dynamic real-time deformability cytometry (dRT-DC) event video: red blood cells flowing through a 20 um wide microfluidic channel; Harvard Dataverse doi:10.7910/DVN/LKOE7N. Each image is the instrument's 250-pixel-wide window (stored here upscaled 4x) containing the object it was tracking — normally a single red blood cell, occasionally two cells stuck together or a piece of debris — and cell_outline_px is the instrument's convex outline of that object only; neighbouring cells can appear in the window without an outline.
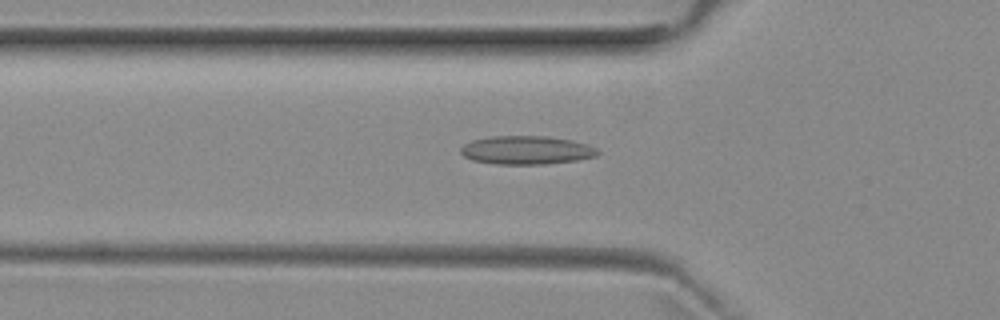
{"species": "common noctule bat (a hibernating species)", "species_latin": "Nyctalus noctula", "temperature_condition": "room temperature", "stored_images_in_passage": 48, "camera_frame_rate_fps": 3000, "um_per_image_px": 0.085, "animal": {"sex": "female", "body_mass_g": 29.2, "forearm_length_mm": 56.3}, "frame": {"image": 1, "passage_image": 17, "time_ms": 5.333, "image_size_px": [1000, 320], "cell_outline_px": [[600, 152], [596, 156], [576, 160], [544, 164], [496, 164], [472, 160], [464, 156], [460, 152], [460, 148], [464, 144], [472, 140], [488, 136], [548, 136], [572, 140], [588, 144], [596, 148]], "centroid_in_image_um": [44.74, 12.75], "position_along_channel_um": 81.1, "area_um2": 22.83}}
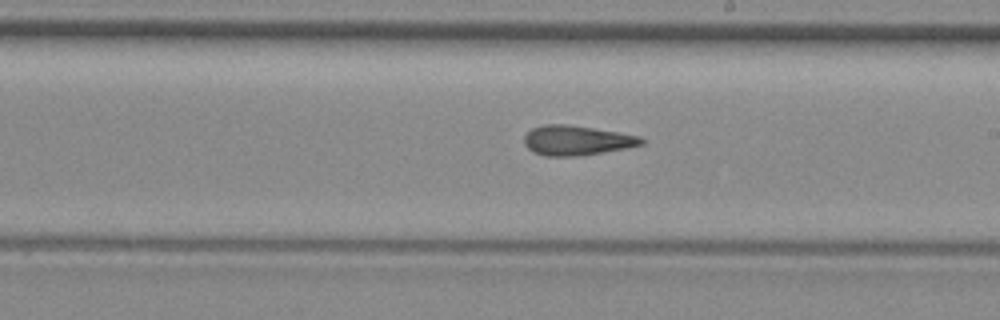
{"frame": {"image": 2, "passage_image": 29, "time_ms": 9.333, "image_size_px": [1000, 320], "cell_outline_px": [[644, 144], [628, 148], [584, 156], [544, 156], [532, 152], [524, 144], [524, 136], [532, 128], [544, 124], [568, 124], [640, 136], [644, 140]], "centroid_in_image_um": [49.01, 11.95], "position_along_channel_um": 240.0, "area_um2": 20.52}}
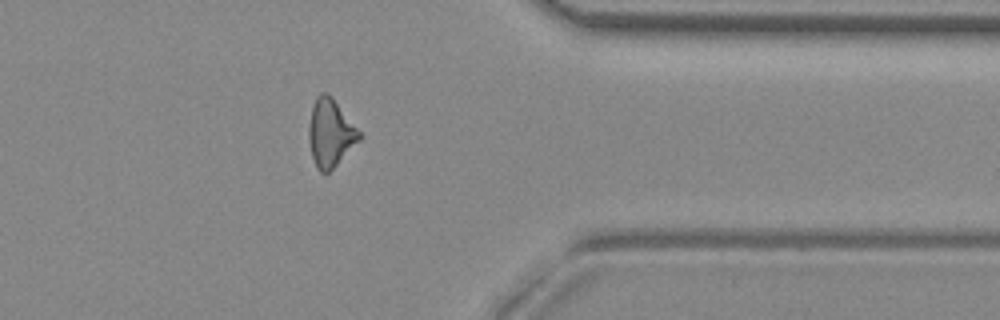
{"frame": {"image": 3, "passage_image": 41, "time_ms": 13.333, "image_size_px": [1000, 320], "cell_outline_px": [[360, 140], [328, 172], [320, 172], [316, 168], [312, 156], [308, 140], [308, 128], [312, 108], [316, 96], [320, 92], [328, 92], [332, 96], [360, 132]], "centroid_in_image_um": [28.05, 11.27], "position_along_channel_um": 383.3, "area_um2": 19.71}}